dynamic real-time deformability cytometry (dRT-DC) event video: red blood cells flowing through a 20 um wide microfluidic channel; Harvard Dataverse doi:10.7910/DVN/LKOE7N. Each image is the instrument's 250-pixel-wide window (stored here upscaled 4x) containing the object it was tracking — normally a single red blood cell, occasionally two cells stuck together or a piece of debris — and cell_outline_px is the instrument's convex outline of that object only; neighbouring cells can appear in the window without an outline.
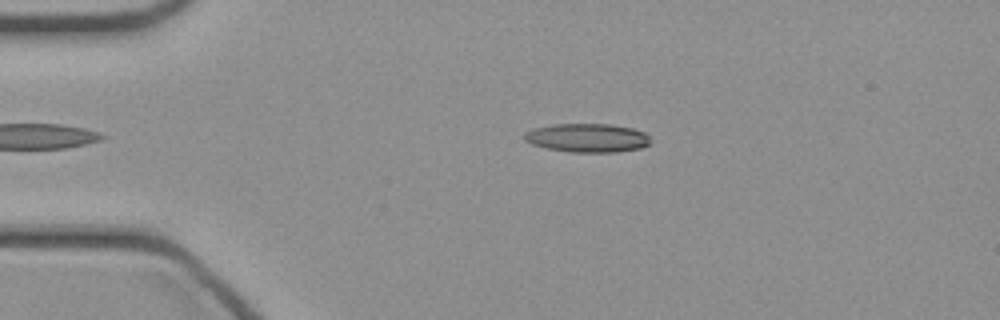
{"species": "common noctule bat (a hibernating species)", "species_latin": "Nyctalus noctula", "temperature_condition": "cold", "stored_images_in_passage": 42, "camera_frame_rate_fps": 3000, "um_per_image_px": 0.085, "animal": {"sex": "female", "body_mass_g": 21.9}, "frame": {"image": 1, "passage_image": 10, "time_ms": 3.0, "image_size_px": [1000, 320], "cell_outline_px": [[652, 144], [640, 148], [616, 152], [568, 152], [548, 148], [532, 144], [524, 140], [524, 132], [532, 128], [552, 124], [612, 124], [632, 128], [644, 132], [648, 136]], "centroid_in_image_um": [49.92, 11.71], "position_along_channel_um": 35.1, "area_um2": 21.27}}
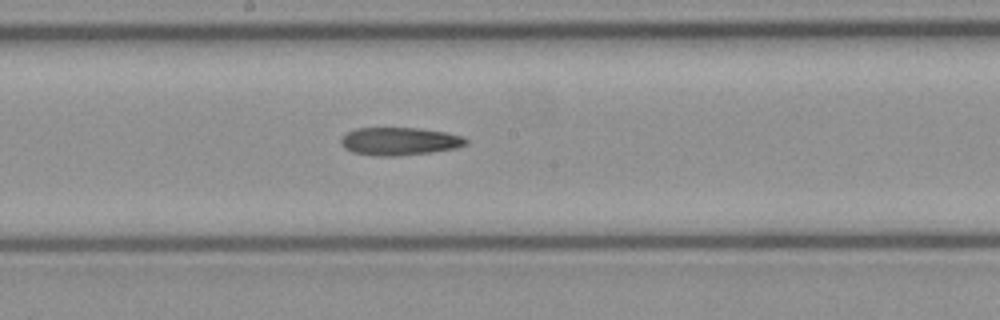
{"frame": {"image": 2, "passage_image": 25, "time_ms": 8.0, "image_size_px": [1000, 320], "cell_outline_px": [[468, 144], [456, 148], [432, 152], [396, 156], [380, 156], [352, 152], [344, 148], [340, 144], [340, 140], [348, 132], [356, 128], [420, 128], [448, 132], [464, 136], [468, 140]], "centroid_in_image_um": [34.0, 12.0], "position_along_channel_um": 214.2, "area_um2": 20.46}}
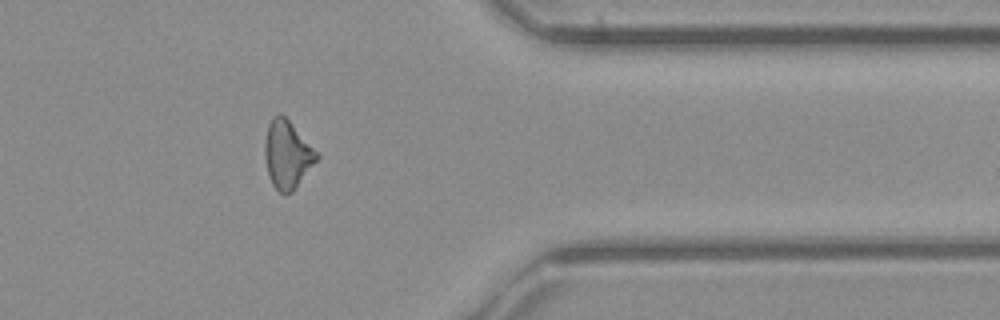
{"frame": {"image": 3, "passage_image": 38, "time_ms": 12.333, "image_size_px": [1000, 320], "cell_outline_px": [[320, 156], [292, 192], [280, 192], [272, 184], [268, 172], [264, 156], [264, 140], [268, 124], [272, 116], [276, 112], [280, 112], [288, 120]], "centroid_in_image_um": [24.38, 13.09], "position_along_channel_um": 387.0, "area_um2": 20.17}}